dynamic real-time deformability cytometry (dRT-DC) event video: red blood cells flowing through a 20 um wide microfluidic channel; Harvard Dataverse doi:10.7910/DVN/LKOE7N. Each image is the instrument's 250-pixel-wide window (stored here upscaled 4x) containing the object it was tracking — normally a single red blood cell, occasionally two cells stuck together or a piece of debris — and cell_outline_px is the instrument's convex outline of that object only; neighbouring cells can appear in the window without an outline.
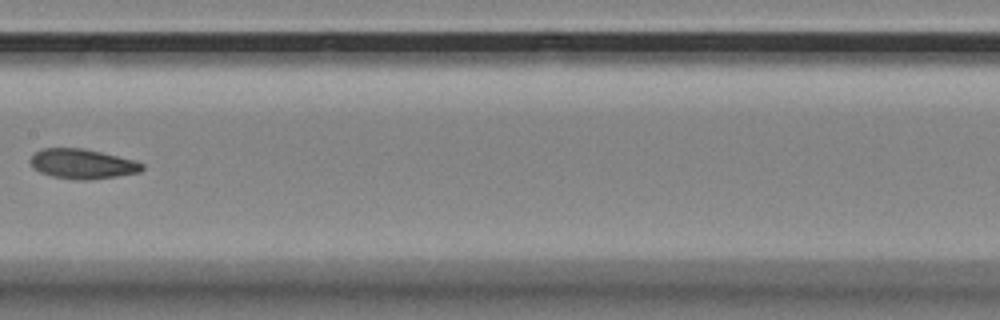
{"species": "Egyptian fruit bat (a non-hibernating species)", "species_latin": "Rousettus aegyptiacus", "temperature_condition": "room temperature", "stored_images_in_passage": 9, "camera_frame_rate_fps": 3000, "um_per_image_px": 0.085, "animal": {"sex": "female"}, "frame": {"image": 1, "passage_image": 9, "time_ms": 2.667, "image_size_px": [1000, 320], "cell_outline_px": [[144, 168], [140, 172], [116, 176], [88, 180], [80, 180], [52, 176], [40, 172], [32, 168], [28, 160], [36, 152], [44, 148], [80, 148], [100, 152], [132, 160], [144, 164]], "centroid_in_image_um": [6.96, 13.93], "position_along_channel_um": 200.4, "area_um2": 19.19}}